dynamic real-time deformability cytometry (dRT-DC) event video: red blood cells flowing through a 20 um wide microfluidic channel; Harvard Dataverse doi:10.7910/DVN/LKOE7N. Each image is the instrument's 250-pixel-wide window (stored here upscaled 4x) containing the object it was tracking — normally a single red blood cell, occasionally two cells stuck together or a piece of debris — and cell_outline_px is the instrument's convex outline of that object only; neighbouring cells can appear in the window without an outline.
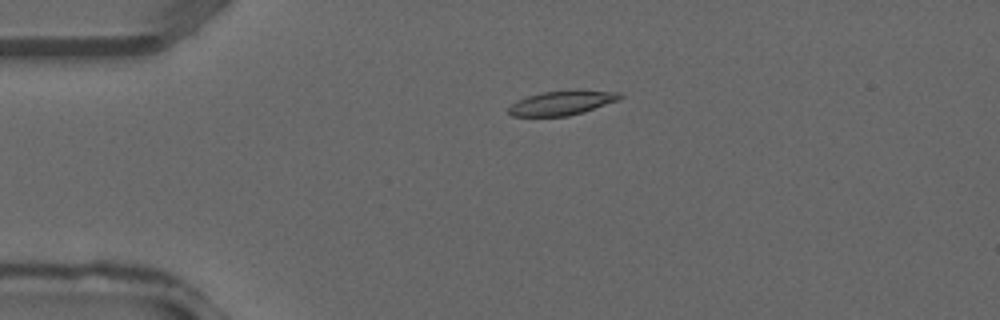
{"species": "common noctule bat (a hibernating species)", "species_latin": "Nyctalus noctula", "temperature_condition": "warm", "stored_images_in_passage": 30, "camera_frame_rate_fps": 3000, "um_per_image_px": 0.085, "animal": {"sex": "male", "forearm_length_mm": 52.5}, "frame": {"image": 1, "passage_image": 1, "time_ms": 0.0, "image_size_px": [1000, 320], "cell_outline_px": [[624, 96], [620, 100], [584, 112], [568, 116], [512, 116], [508, 112], [508, 108], [516, 100], [528, 96], [544, 92], [568, 88], [576, 88], [620, 92]], "centroid_in_image_um": [47.84, 8.71], "position_along_channel_um": 37.2, "area_um2": 16.42}}
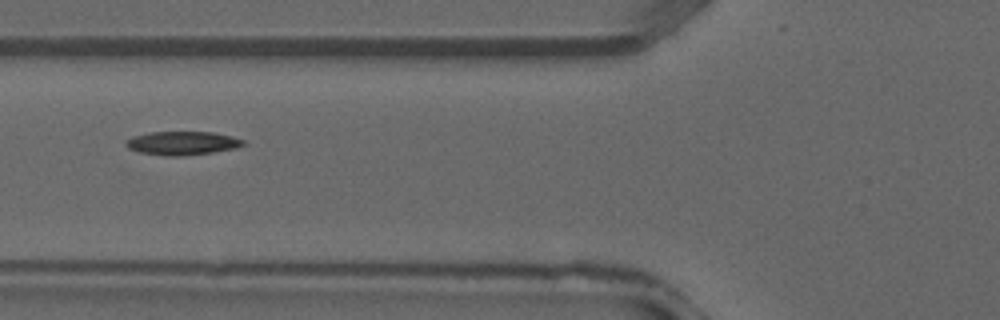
{"frame": {"image": 2, "passage_image": 7, "time_ms": 2.0, "image_size_px": [1000, 320], "cell_outline_px": [[248, 144], [236, 148], [212, 152], [184, 156], [164, 156], [140, 152], [128, 148], [124, 144], [124, 140], [132, 136], [148, 132], [212, 132], [232, 136], [244, 140]], "centroid_in_image_um": [15.48, 12.16], "position_along_channel_um": 110.3, "area_um2": 16.36}}
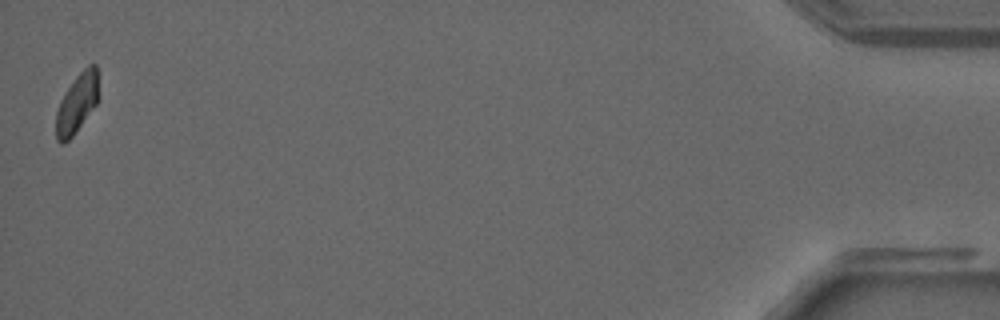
{"frame": {"image": 3, "passage_image": 30, "time_ms": 9.667, "image_size_px": [1000, 320], "cell_outline_px": [[96, 104], [72, 136], [64, 144], [60, 144], [56, 140], [56, 112], [60, 100], [76, 76], [88, 64], [96, 64]], "centroid_in_image_um": [6.48, 8.82], "position_along_channel_um": 428.7, "area_um2": 14.16}}